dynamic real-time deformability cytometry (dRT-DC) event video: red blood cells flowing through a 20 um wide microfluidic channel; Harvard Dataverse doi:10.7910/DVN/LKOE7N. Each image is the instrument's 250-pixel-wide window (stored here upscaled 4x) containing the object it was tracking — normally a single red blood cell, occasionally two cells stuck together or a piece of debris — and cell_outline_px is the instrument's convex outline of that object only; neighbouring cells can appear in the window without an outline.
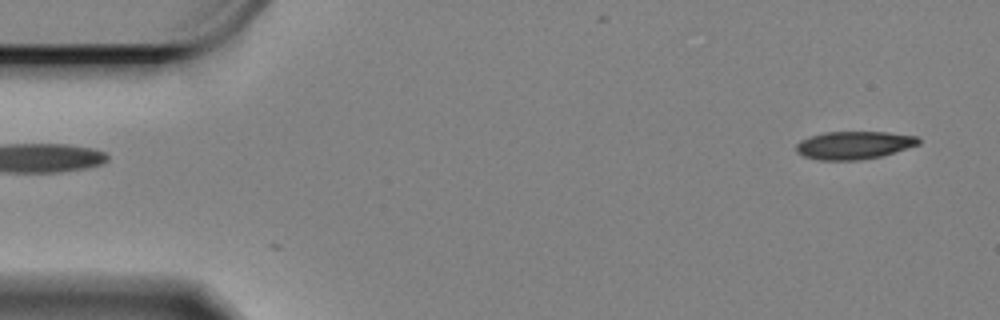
{"species": "Egyptian fruit bat (a non-hibernating species)", "species_latin": "Rousettus aegyptiacus", "temperature_condition": "cold", "stored_images_in_passage": 53, "camera_frame_rate_fps": 3000, "um_per_image_px": 0.085, "animal": {"sex": "female"}, "frame": {"image": 1, "passage_image": 1, "time_ms": 0.0, "image_size_px": [1000, 320], "cell_outline_px": [[920, 144], [880, 156], [860, 160], [820, 160], [804, 156], [796, 152], [796, 144], [800, 140], [808, 136], [824, 132], [888, 132], [916, 136], [920, 140]], "centroid_in_image_um": [72.55, 12.33], "position_along_channel_um": 12.5, "area_um2": 19.88}}
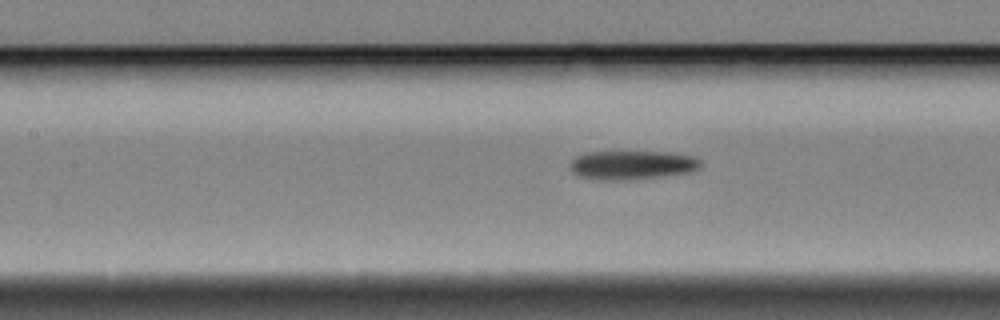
{"frame": {"image": 2, "passage_image": 23, "time_ms": 7.333, "image_size_px": [1000, 320], "cell_outline_px": [[704, 164], [700, 168], [692, 172], [660, 176], [620, 180], [604, 180], [580, 176], [572, 172], [568, 164], [576, 156], [584, 152], [672, 152], [692, 156], [700, 160]], "centroid_in_image_um": [53.74, 14.01], "position_along_channel_um": 153.7, "area_um2": 22.02}}
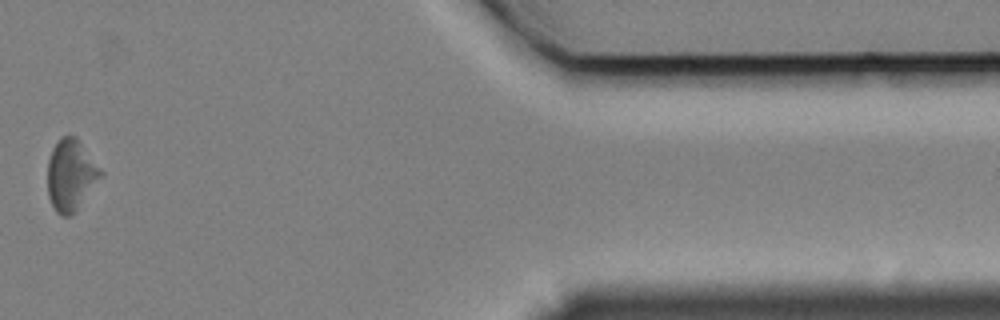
{"frame": {"image": 3, "passage_image": 46, "time_ms": 15.0, "image_size_px": [1000, 320], "cell_outline_px": [[104, 172], [76, 212], [68, 216], [60, 216], [56, 212], [48, 196], [48, 160], [52, 148], [64, 136], [76, 136]], "centroid_in_image_um": [6.03, 14.9], "position_along_channel_um": 405.4, "area_um2": 21.96}, "authors_computed_cell_mechanics": {"area_um2": 21.675, "velocity_mm_per_s": 3.3297, "shape_relaxation_time_tau1_ms": 10.3168, "shape_relaxation_time_tau2_ms": null, "deformation_change_tau1": 0.2005, "deformation_change_tau2": null}}